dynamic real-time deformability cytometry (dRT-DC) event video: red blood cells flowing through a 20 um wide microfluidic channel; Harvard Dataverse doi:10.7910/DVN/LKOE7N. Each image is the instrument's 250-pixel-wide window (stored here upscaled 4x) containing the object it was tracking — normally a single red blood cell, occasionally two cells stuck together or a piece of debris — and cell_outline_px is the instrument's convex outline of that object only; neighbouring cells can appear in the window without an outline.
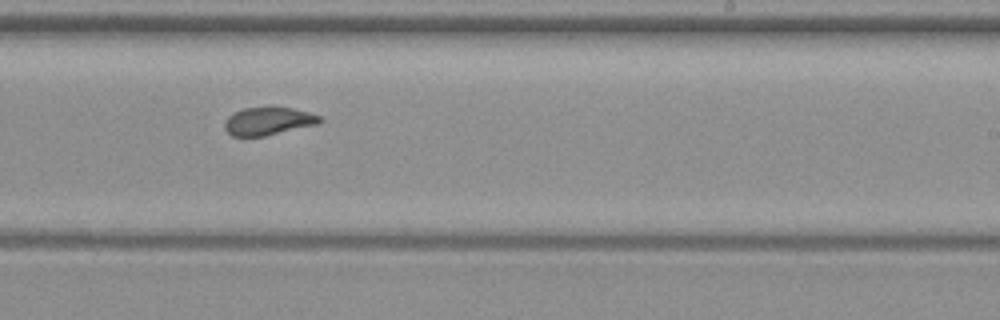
{"species": "common noctule bat (a hibernating species)", "species_latin": "Nyctalus noctula", "temperature_condition": "warm", "stored_images_in_passage": 26, "segment_of_instrument_passage": [2, 2], "camera_frame_rate_fps": 3000, "um_per_image_px": 0.085, "animal": {"sex": "female", "body_mass_g": 19.3, "forearm_length_mm": 54.1}, "frame": {"image": 1, "passage_image": 26, "time_ms": 8.333, "image_size_px": [1000, 320], "cell_outline_px": [[980, 172], [968, 188], [872, 188], [864, 176], [872, 172]], "centroid_in_image_um": [78.29, 15.28], "position_along_channel_um": 210.7, "area_um2": 12.25}}